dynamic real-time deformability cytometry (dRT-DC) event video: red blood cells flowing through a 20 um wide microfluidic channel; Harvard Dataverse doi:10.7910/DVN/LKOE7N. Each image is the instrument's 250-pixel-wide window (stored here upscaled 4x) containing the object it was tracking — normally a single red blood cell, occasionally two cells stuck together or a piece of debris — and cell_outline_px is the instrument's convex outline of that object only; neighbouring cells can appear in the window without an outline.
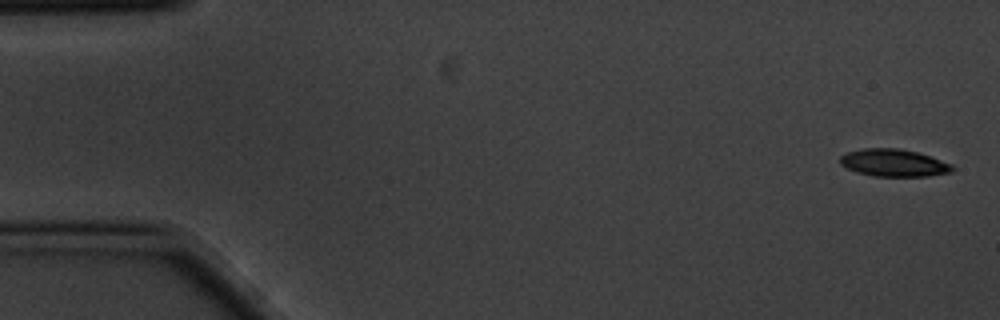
{"species": "common noctule bat (a hibernating species)", "species_latin": "Nyctalus noctula", "temperature_condition": "cold", "stored_images_in_passage": 5, "camera_frame_rate_fps": 3000, "um_per_image_px": 0.085, "animal": {"sex": "male", "body_mass_g": 20.1, "forearm_length_mm": 53.5}, "frame": {"image": 1, "passage_image": 1, "time_ms": 0.0, "image_size_px": [1000, 320], "cell_outline_px": [[956, 168], [952, 172], [928, 176], [872, 176], [856, 172], [840, 164], [840, 156], [848, 152], [864, 148], [896, 148], [916, 152], [952, 164]], "centroid_in_image_um": [75.97, 13.85], "position_along_channel_um": 9.0, "area_um2": 17.8}}
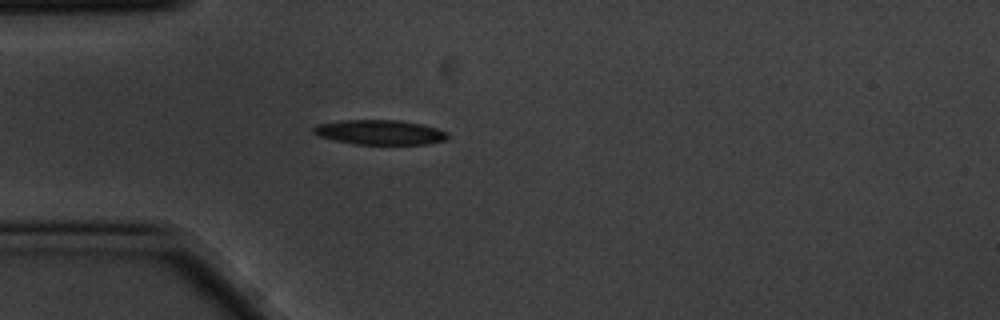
{"frame": {"image": 2, "passage_image": 5, "time_ms": 1.333, "image_size_px": [1000, 320], "cell_outline_px": [[448, 140], [428, 144], [356, 144], [316, 136], [312, 132], [312, 128], [316, 124], [340, 120], [400, 120], [420, 124], [436, 128], [448, 132]], "centroid_in_image_um": [32.27, 11.24], "position_along_channel_um": 52.7, "area_um2": 19.48}}